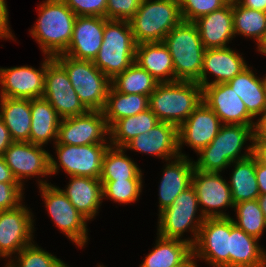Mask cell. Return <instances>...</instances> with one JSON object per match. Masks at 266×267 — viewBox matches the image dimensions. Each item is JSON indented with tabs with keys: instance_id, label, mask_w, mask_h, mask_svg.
<instances>
[{
	"instance_id": "cell-1",
	"label": "cell",
	"mask_w": 266,
	"mask_h": 267,
	"mask_svg": "<svg viewBox=\"0 0 266 267\" xmlns=\"http://www.w3.org/2000/svg\"><path fill=\"white\" fill-rule=\"evenodd\" d=\"M254 126L242 124H222L212 142L202 148L198 159L193 161L194 168L203 172L220 173L231 167L235 161L246 159L253 155ZM250 141L248 145H245ZM245 147L247 148H244ZM242 149H246L241 154Z\"/></svg>"
},
{
	"instance_id": "cell-2",
	"label": "cell",
	"mask_w": 266,
	"mask_h": 267,
	"mask_svg": "<svg viewBox=\"0 0 266 267\" xmlns=\"http://www.w3.org/2000/svg\"><path fill=\"white\" fill-rule=\"evenodd\" d=\"M38 20L29 30L45 56L64 54L71 42L76 14L63 0H45L38 6Z\"/></svg>"
},
{
	"instance_id": "cell-3",
	"label": "cell",
	"mask_w": 266,
	"mask_h": 267,
	"mask_svg": "<svg viewBox=\"0 0 266 267\" xmlns=\"http://www.w3.org/2000/svg\"><path fill=\"white\" fill-rule=\"evenodd\" d=\"M202 102V87L197 82L159 83L149 96V109L160 122L179 127Z\"/></svg>"
},
{
	"instance_id": "cell-4",
	"label": "cell",
	"mask_w": 266,
	"mask_h": 267,
	"mask_svg": "<svg viewBox=\"0 0 266 267\" xmlns=\"http://www.w3.org/2000/svg\"><path fill=\"white\" fill-rule=\"evenodd\" d=\"M175 70V81H194L200 85L204 45L193 22L181 21L165 36Z\"/></svg>"
},
{
	"instance_id": "cell-5",
	"label": "cell",
	"mask_w": 266,
	"mask_h": 267,
	"mask_svg": "<svg viewBox=\"0 0 266 267\" xmlns=\"http://www.w3.org/2000/svg\"><path fill=\"white\" fill-rule=\"evenodd\" d=\"M136 42L129 21L107 19L94 65L110 80L135 62Z\"/></svg>"
},
{
	"instance_id": "cell-6",
	"label": "cell",
	"mask_w": 266,
	"mask_h": 267,
	"mask_svg": "<svg viewBox=\"0 0 266 267\" xmlns=\"http://www.w3.org/2000/svg\"><path fill=\"white\" fill-rule=\"evenodd\" d=\"M181 21L177 0H141L129 23L138 45L163 42L169 31Z\"/></svg>"
},
{
	"instance_id": "cell-7",
	"label": "cell",
	"mask_w": 266,
	"mask_h": 267,
	"mask_svg": "<svg viewBox=\"0 0 266 267\" xmlns=\"http://www.w3.org/2000/svg\"><path fill=\"white\" fill-rule=\"evenodd\" d=\"M157 215L156 234L165 238L184 240L192 246L195 244L199 229L206 219L200 210L199 201L192 185L182 191L168 208ZM185 232L193 234L190 238L182 239Z\"/></svg>"
},
{
	"instance_id": "cell-8",
	"label": "cell",
	"mask_w": 266,
	"mask_h": 267,
	"mask_svg": "<svg viewBox=\"0 0 266 267\" xmlns=\"http://www.w3.org/2000/svg\"><path fill=\"white\" fill-rule=\"evenodd\" d=\"M65 69L79 100L88 110L102 111L111 87V80L93 61L64 54L54 57Z\"/></svg>"
},
{
	"instance_id": "cell-9",
	"label": "cell",
	"mask_w": 266,
	"mask_h": 267,
	"mask_svg": "<svg viewBox=\"0 0 266 267\" xmlns=\"http://www.w3.org/2000/svg\"><path fill=\"white\" fill-rule=\"evenodd\" d=\"M38 188L55 226L78 248H84L89 240L88 220L77 211L59 187L50 182Z\"/></svg>"
},
{
	"instance_id": "cell-10",
	"label": "cell",
	"mask_w": 266,
	"mask_h": 267,
	"mask_svg": "<svg viewBox=\"0 0 266 267\" xmlns=\"http://www.w3.org/2000/svg\"><path fill=\"white\" fill-rule=\"evenodd\" d=\"M53 145L58 160L50 154L51 175L58 174L62 168L67 176L100 178L104 153L110 144Z\"/></svg>"
},
{
	"instance_id": "cell-11",
	"label": "cell",
	"mask_w": 266,
	"mask_h": 267,
	"mask_svg": "<svg viewBox=\"0 0 266 267\" xmlns=\"http://www.w3.org/2000/svg\"><path fill=\"white\" fill-rule=\"evenodd\" d=\"M196 260L212 267H229L230 217L206 218L192 246Z\"/></svg>"
},
{
	"instance_id": "cell-12",
	"label": "cell",
	"mask_w": 266,
	"mask_h": 267,
	"mask_svg": "<svg viewBox=\"0 0 266 267\" xmlns=\"http://www.w3.org/2000/svg\"><path fill=\"white\" fill-rule=\"evenodd\" d=\"M43 98L52 105L61 119L82 115L88 111L79 100L64 67L49 56H47Z\"/></svg>"
},
{
	"instance_id": "cell-13",
	"label": "cell",
	"mask_w": 266,
	"mask_h": 267,
	"mask_svg": "<svg viewBox=\"0 0 266 267\" xmlns=\"http://www.w3.org/2000/svg\"><path fill=\"white\" fill-rule=\"evenodd\" d=\"M44 146L30 142H12L3 158L19 184L25 187V179L38 177V186L49 184L43 179L50 174V152ZM42 179L39 180V178ZM44 180V181H43Z\"/></svg>"
},
{
	"instance_id": "cell-14",
	"label": "cell",
	"mask_w": 266,
	"mask_h": 267,
	"mask_svg": "<svg viewBox=\"0 0 266 267\" xmlns=\"http://www.w3.org/2000/svg\"><path fill=\"white\" fill-rule=\"evenodd\" d=\"M108 137L109 127L103 111L88 110L82 115L61 119L55 144H110Z\"/></svg>"
},
{
	"instance_id": "cell-15",
	"label": "cell",
	"mask_w": 266,
	"mask_h": 267,
	"mask_svg": "<svg viewBox=\"0 0 266 267\" xmlns=\"http://www.w3.org/2000/svg\"><path fill=\"white\" fill-rule=\"evenodd\" d=\"M33 218V213L24 204L0 211V258H8L9 262L14 254L34 242Z\"/></svg>"
},
{
	"instance_id": "cell-16",
	"label": "cell",
	"mask_w": 266,
	"mask_h": 267,
	"mask_svg": "<svg viewBox=\"0 0 266 267\" xmlns=\"http://www.w3.org/2000/svg\"><path fill=\"white\" fill-rule=\"evenodd\" d=\"M191 185L195 189L200 210L205 218L231 217L224 208H234L229 183L221 173L194 169ZM222 209V210H221Z\"/></svg>"
},
{
	"instance_id": "cell-17",
	"label": "cell",
	"mask_w": 266,
	"mask_h": 267,
	"mask_svg": "<svg viewBox=\"0 0 266 267\" xmlns=\"http://www.w3.org/2000/svg\"><path fill=\"white\" fill-rule=\"evenodd\" d=\"M47 56L41 67L15 66L0 67V97L35 99L43 97Z\"/></svg>"
},
{
	"instance_id": "cell-18",
	"label": "cell",
	"mask_w": 266,
	"mask_h": 267,
	"mask_svg": "<svg viewBox=\"0 0 266 267\" xmlns=\"http://www.w3.org/2000/svg\"><path fill=\"white\" fill-rule=\"evenodd\" d=\"M222 123L215 112L202 102L193 113L178 127V148L180 156L183 144L195 153L209 145L219 132Z\"/></svg>"
},
{
	"instance_id": "cell-19",
	"label": "cell",
	"mask_w": 266,
	"mask_h": 267,
	"mask_svg": "<svg viewBox=\"0 0 266 267\" xmlns=\"http://www.w3.org/2000/svg\"><path fill=\"white\" fill-rule=\"evenodd\" d=\"M202 100L215 112L222 124H255V119L248 113L241 98L227 83L203 87Z\"/></svg>"
},
{
	"instance_id": "cell-20",
	"label": "cell",
	"mask_w": 266,
	"mask_h": 267,
	"mask_svg": "<svg viewBox=\"0 0 266 267\" xmlns=\"http://www.w3.org/2000/svg\"><path fill=\"white\" fill-rule=\"evenodd\" d=\"M123 148L152 155L165 161L174 159L180 156L178 127L171 123L159 122L149 132L136 136Z\"/></svg>"
},
{
	"instance_id": "cell-21",
	"label": "cell",
	"mask_w": 266,
	"mask_h": 267,
	"mask_svg": "<svg viewBox=\"0 0 266 267\" xmlns=\"http://www.w3.org/2000/svg\"><path fill=\"white\" fill-rule=\"evenodd\" d=\"M106 20L99 16H77L72 39L64 55L94 61L102 45Z\"/></svg>"
},
{
	"instance_id": "cell-22",
	"label": "cell",
	"mask_w": 266,
	"mask_h": 267,
	"mask_svg": "<svg viewBox=\"0 0 266 267\" xmlns=\"http://www.w3.org/2000/svg\"><path fill=\"white\" fill-rule=\"evenodd\" d=\"M247 62L232 48H210L205 49L202 72L200 75V86L203 88L212 84L227 83L237 74L247 68ZM215 76L209 80L207 76Z\"/></svg>"
},
{
	"instance_id": "cell-23",
	"label": "cell",
	"mask_w": 266,
	"mask_h": 267,
	"mask_svg": "<svg viewBox=\"0 0 266 267\" xmlns=\"http://www.w3.org/2000/svg\"><path fill=\"white\" fill-rule=\"evenodd\" d=\"M192 160L188 156H178L166 161L159 185V213L168 208L177 196L191 185L195 169Z\"/></svg>"
},
{
	"instance_id": "cell-24",
	"label": "cell",
	"mask_w": 266,
	"mask_h": 267,
	"mask_svg": "<svg viewBox=\"0 0 266 267\" xmlns=\"http://www.w3.org/2000/svg\"><path fill=\"white\" fill-rule=\"evenodd\" d=\"M193 23L205 49L228 47L229 42L235 37L231 3L198 18Z\"/></svg>"
},
{
	"instance_id": "cell-25",
	"label": "cell",
	"mask_w": 266,
	"mask_h": 267,
	"mask_svg": "<svg viewBox=\"0 0 266 267\" xmlns=\"http://www.w3.org/2000/svg\"><path fill=\"white\" fill-rule=\"evenodd\" d=\"M70 181L61 191L67 196L77 211L88 221L99 213L103 202L102 183L91 177L69 176Z\"/></svg>"
},
{
	"instance_id": "cell-26",
	"label": "cell",
	"mask_w": 266,
	"mask_h": 267,
	"mask_svg": "<svg viewBox=\"0 0 266 267\" xmlns=\"http://www.w3.org/2000/svg\"><path fill=\"white\" fill-rule=\"evenodd\" d=\"M238 228L230 217L229 267H266V249Z\"/></svg>"
},
{
	"instance_id": "cell-27",
	"label": "cell",
	"mask_w": 266,
	"mask_h": 267,
	"mask_svg": "<svg viewBox=\"0 0 266 267\" xmlns=\"http://www.w3.org/2000/svg\"><path fill=\"white\" fill-rule=\"evenodd\" d=\"M135 63L148 71L159 83L175 82L173 59L163 42L138 44Z\"/></svg>"
},
{
	"instance_id": "cell-28",
	"label": "cell",
	"mask_w": 266,
	"mask_h": 267,
	"mask_svg": "<svg viewBox=\"0 0 266 267\" xmlns=\"http://www.w3.org/2000/svg\"><path fill=\"white\" fill-rule=\"evenodd\" d=\"M233 91L245 104L248 113L257 118L266 110V81L265 77L259 78L251 66L245 68L232 80L227 82Z\"/></svg>"
},
{
	"instance_id": "cell-29",
	"label": "cell",
	"mask_w": 266,
	"mask_h": 267,
	"mask_svg": "<svg viewBox=\"0 0 266 267\" xmlns=\"http://www.w3.org/2000/svg\"><path fill=\"white\" fill-rule=\"evenodd\" d=\"M0 118L13 142H30L31 100L0 97Z\"/></svg>"
},
{
	"instance_id": "cell-30",
	"label": "cell",
	"mask_w": 266,
	"mask_h": 267,
	"mask_svg": "<svg viewBox=\"0 0 266 267\" xmlns=\"http://www.w3.org/2000/svg\"><path fill=\"white\" fill-rule=\"evenodd\" d=\"M31 116L30 143L45 147L51 141L55 144L61 118L52 105L43 97L32 99Z\"/></svg>"
},
{
	"instance_id": "cell-31",
	"label": "cell",
	"mask_w": 266,
	"mask_h": 267,
	"mask_svg": "<svg viewBox=\"0 0 266 267\" xmlns=\"http://www.w3.org/2000/svg\"><path fill=\"white\" fill-rule=\"evenodd\" d=\"M154 245L139 267H175L193 253L192 245L188 242L158 234Z\"/></svg>"
},
{
	"instance_id": "cell-32",
	"label": "cell",
	"mask_w": 266,
	"mask_h": 267,
	"mask_svg": "<svg viewBox=\"0 0 266 267\" xmlns=\"http://www.w3.org/2000/svg\"><path fill=\"white\" fill-rule=\"evenodd\" d=\"M233 171L229 180L232 201L234 204L256 200L260 196L256 179V158L250 157L230 164Z\"/></svg>"
},
{
	"instance_id": "cell-33",
	"label": "cell",
	"mask_w": 266,
	"mask_h": 267,
	"mask_svg": "<svg viewBox=\"0 0 266 267\" xmlns=\"http://www.w3.org/2000/svg\"><path fill=\"white\" fill-rule=\"evenodd\" d=\"M159 122L149 108L134 116L117 120L109 127L110 146L123 148L133 138L149 132Z\"/></svg>"
},
{
	"instance_id": "cell-34",
	"label": "cell",
	"mask_w": 266,
	"mask_h": 267,
	"mask_svg": "<svg viewBox=\"0 0 266 267\" xmlns=\"http://www.w3.org/2000/svg\"><path fill=\"white\" fill-rule=\"evenodd\" d=\"M149 108V96L141 94H123L112 85L109 89L103 108L104 118L108 127L115 121L134 116Z\"/></svg>"
},
{
	"instance_id": "cell-35",
	"label": "cell",
	"mask_w": 266,
	"mask_h": 267,
	"mask_svg": "<svg viewBox=\"0 0 266 267\" xmlns=\"http://www.w3.org/2000/svg\"><path fill=\"white\" fill-rule=\"evenodd\" d=\"M125 152L124 148L108 147L102 160L100 181L143 180L141 168Z\"/></svg>"
},
{
	"instance_id": "cell-36",
	"label": "cell",
	"mask_w": 266,
	"mask_h": 267,
	"mask_svg": "<svg viewBox=\"0 0 266 267\" xmlns=\"http://www.w3.org/2000/svg\"><path fill=\"white\" fill-rule=\"evenodd\" d=\"M158 84L159 82L148 71L135 62L111 80V85L118 92L146 96H150Z\"/></svg>"
},
{
	"instance_id": "cell-37",
	"label": "cell",
	"mask_w": 266,
	"mask_h": 267,
	"mask_svg": "<svg viewBox=\"0 0 266 267\" xmlns=\"http://www.w3.org/2000/svg\"><path fill=\"white\" fill-rule=\"evenodd\" d=\"M233 30L237 35L253 38L257 43L262 39L266 32V13L253 10L239 5L237 2L232 4Z\"/></svg>"
},
{
	"instance_id": "cell-38",
	"label": "cell",
	"mask_w": 266,
	"mask_h": 267,
	"mask_svg": "<svg viewBox=\"0 0 266 267\" xmlns=\"http://www.w3.org/2000/svg\"><path fill=\"white\" fill-rule=\"evenodd\" d=\"M236 219L234 224L248 235L261 239L266 229V219L258 200L243 201L234 204Z\"/></svg>"
},
{
	"instance_id": "cell-39",
	"label": "cell",
	"mask_w": 266,
	"mask_h": 267,
	"mask_svg": "<svg viewBox=\"0 0 266 267\" xmlns=\"http://www.w3.org/2000/svg\"><path fill=\"white\" fill-rule=\"evenodd\" d=\"M8 267H67V264L55 255L36 246L35 242L24 247L6 263Z\"/></svg>"
},
{
	"instance_id": "cell-40",
	"label": "cell",
	"mask_w": 266,
	"mask_h": 267,
	"mask_svg": "<svg viewBox=\"0 0 266 267\" xmlns=\"http://www.w3.org/2000/svg\"><path fill=\"white\" fill-rule=\"evenodd\" d=\"M103 199L120 204H131L140 199L143 180L101 181ZM139 197V198H138Z\"/></svg>"
},
{
	"instance_id": "cell-41",
	"label": "cell",
	"mask_w": 266,
	"mask_h": 267,
	"mask_svg": "<svg viewBox=\"0 0 266 267\" xmlns=\"http://www.w3.org/2000/svg\"><path fill=\"white\" fill-rule=\"evenodd\" d=\"M177 2L182 21L186 22H194L227 4L225 0H177Z\"/></svg>"
},
{
	"instance_id": "cell-42",
	"label": "cell",
	"mask_w": 266,
	"mask_h": 267,
	"mask_svg": "<svg viewBox=\"0 0 266 267\" xmlns=\"http://www.w3.org/2000/svg\"><path fill=\"white\" fill-rule=\"evenodd\" d=\"M141 0H107L106 18L129 21L137 12Z\"/></svg>"
},
{
	"instance_id": "cell-43",
	"label": "cell",
	"mask_w": 266,
	"mask_h": 267,
	"mask_svg": "<svg viewBox=\"0 0 266 267\" xmlns=\"http://www.w3.org/2000/svg\"><path fill=\"white\" fill-rule=\"evenodd\" d=\"M25 188L19 183H0V211L22 205Z\"/></svg>"
},
{
	"instance_id": "cell-44",
	"label": "cell",
	"mask_w": 266,
	"mask_h": 267,
	"mask_svg": "<svg viewBox=\"0 0 266 267\" xmlns=\"http://www.w3.org/2000/svg\"><path fill=\"white\" fill-rule=\"evenodd\" d=\"M76 16L106 18L107 0H63Z\"/></svg>"
},
{
	"instance_id": "cell-45",
	"label": "cell",
	"mask_w": 266,
	"mask_h": 267,
	"mask_svg": "<svg viewBox=\"0 0 266 267\" xmlns=\"http://www.w3.org/2000/svg\"><path fill=\"white\" fill-rule=\"evenodd\" d=\"M6 0H0V39H14V33L10 29L9 21V10L7 8Z\"/></svg>"
},
{
	"instance_id": "cell-46",
	"label": "cell",
	"mask_w": 266,
	"mask_h": 267,
	"mask_svg": "<svg viewBox=\"0 0 266 267\" xmlns=\"http://www.w3.org/2000/svg\"><path fill=\"white\" fill-rule=\"evenodd\" d=\"M253 132L254 140H266V110L257 117Z\"/></svg>"
},
{
	"instance_id": "cell-47",
	"label": "cell",
	"mask_w": 266,
	"mask_h": 267,
	"mask_svg": "<svg viewBox=\"0 0 266 267\" xmlns=\"http://www.w3.org/2000/svg\"><path fill=\"white\" fill-rule=\"evenodd\" d=\"M13 142L11 139L8 128L5 126L3 120L0 118V156L8 149Z\"/></svg>"
},
{
	"instance_id": "cell-48",
	"label": "cell",
	"mask_w": 266,
	"mask_h": 267,
	"mask_svg": "<svg viewBox=\"0 0 266 267\" xmlns=\"http://www.w3.org/2000/svg\"><path fill=\"white\" fill-rule=\"evenodd\" d=\"M256 179L260 194H266V165L256 159Z\"/></svg>"
},
{
	"instance_id": "cell-49",
	"label": "cell",
	"mask_w": 266,
	"mask_h": 267,
	"mask_svg": "<svg viewBox=\"0 0 266 267\" xmlns=\"http://www.w3.org/2000/svg\"><path fill=\"white\" fill-rule=\"evenodd\" d=\"M253 156L266 165V140H253Z\"/></svg>"
},
{
	"instance_id": "cell-50",
	"label": "cell",
	"mask_w": 266,
	"mask_h": 267,
	"mask_svg": "<svg viewBox=\"0 0 266 267\" xmlns=\"http://www.w3.org/2000/svg\"><path fill=\"white\" fill-rule=\"evenodd\" d=\"M1 182L18 183L2 156H0V183Z\"/></svg>"
},
{
	"instance_id": "cell-51",
	"label": "cell",
	"mask_w": 266,
	"mask_h": 267,
	"mask_svg": "<svg viewBox=\"0 0 266 267\" xmlns=\"http://www.w3.org/2000/svg\"><path fill=\"white\" fill-rule=\"evenodd\" d=\"M237 3L246 8L266 13V0H238Z\"/></svg>"
},
{
	"instance_id": "cell-52",
	"label": "cell",
	"mask_w": 266,
	"mask_h": 267,
	"mask_svg": "<svg viewBox=\"0 0 266 267\" xmlns=\"http://www.w3.org/2000/svg\"><path fill=\"white\" fill-rule=\"evenodd\" d=\"M196 259L194 258L193 253L181 264L175 267H198L196 263Z\"/></svg>"
},
{
	"instance_id": "cell-53",
	"label": "cell",
	"mask_w": 266,
	"mask_h": 267,
	"mask_svg": "<svg viewBox=\"0 0 266 267\" xmlns=\"http://www.w3.org/2000/svg\"><path fill=\"white\" fill-rule=\"evenodd\" d=\"M257 45V51L260 52L262 55H265L266 57V32L264 33V36L262 39L256 43Z\"/></svg>"
},
{
	"instance_id": "cell-54",
	"label": "cell",
	"mask_w": 266,
	"mask_h": 267,
	"mask_svg": "<svg viewBox=\"0 0 266 267\" xmlns=\"http://www.w3.org/2000/svg\"><path fill=\"white\" fill-rule=\"evenodd\" d=\"M260 208L264 214V217L266 219V194H260V196L257 198Z\"/></svg>"
},
{
	"instance_id": "cell-55",
	"label": "cell",
	"mask_w": 266,
	"mask_h": 267,
	"mask_svg": "<svg viewBox=\"0 0 266 267\" xmlns=\"http://www.w3.org/2000/svg\"><path fill=\"white\" fill-rule=\"evenodd\" d=\"M227 3H231V4H233V3H235V2H237L238 0H225Z\"/></svg>"
}]
</instances>
